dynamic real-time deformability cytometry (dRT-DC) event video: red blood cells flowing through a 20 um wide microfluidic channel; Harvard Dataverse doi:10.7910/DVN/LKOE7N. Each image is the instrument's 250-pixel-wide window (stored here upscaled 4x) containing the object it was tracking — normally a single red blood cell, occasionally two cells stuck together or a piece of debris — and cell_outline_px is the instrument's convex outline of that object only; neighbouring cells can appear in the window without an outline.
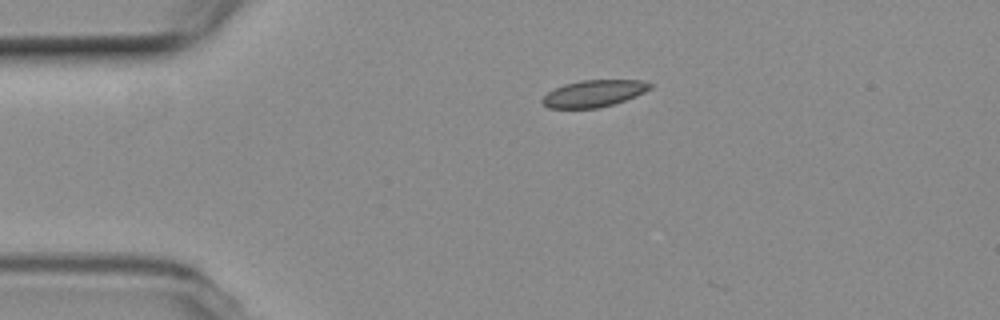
{"species": "common noctule bat (a hibernating species)", "species_latin": "Nyctalus noctula", "temperature_condition": "room temperature", "stored_images_in_passage": 3, "camera_frame_rate_fps": 3000, "um_per_image_px": 0.085, "animal": {"sex": "female", "body_mass_g": 19.3, "forearm_length_mm": 54.1}, "frame": {"image": 1, "passage_image": 1, "time_ms": 0.0, "image_size_px": [1000, 320], "cell_outline_px": [[652, 88], [636, 96], [612, 104], [596, 108], [548, 108], [540, 100], [548, 92], [564, 84], [580, 80], [640, 80], [652, 84]], "centroid_in_image_um": [50.47, 7.94], "position_along_channel_um": 34.5, "area_um2": 16.7}}